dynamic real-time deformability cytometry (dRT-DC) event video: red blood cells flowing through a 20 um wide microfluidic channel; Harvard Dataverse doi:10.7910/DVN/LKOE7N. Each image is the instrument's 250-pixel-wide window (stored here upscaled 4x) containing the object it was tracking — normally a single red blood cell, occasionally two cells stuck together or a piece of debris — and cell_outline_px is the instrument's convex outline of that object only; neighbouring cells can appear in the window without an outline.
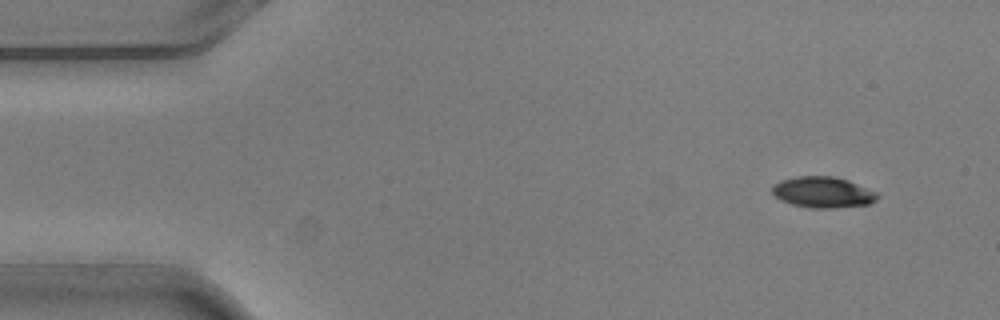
{"species": "common noctule bat (a hibernating species)", "species_latin": "Nyctalus noctula", "temperature_condition": "warm", "stored_images_in_passage": 4, "camera_frame_rate_fps": 3000, "um_per_image_px": 0.085, "animal": {"sex": "male", "body_mass_g": 20.5, "forearm_length_mm": 52.5}, "frame": {"image": 1, "passage_image": 1, "time_ms": 0.0, "image_size_px": [1000, 320], "cell_outline_px": [[880, 196], [876, 200], [868, 204], [836, 208], [808, 208], [792, 204], [780, 200], [772, 192], [772, 188], [780, 180], [796, 176], [836, 176], [848, 180], [876, 192]], "centroid_in_image_um": [69.95, 16.34], "position_along_channel_um": 15.1, "area_um2": 19.02}}
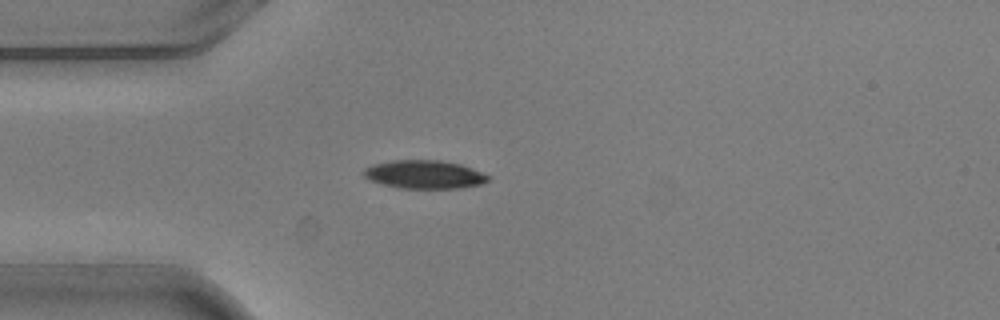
{"frame": {"image": 2, "passage_image": 4, "time_ms": 1.0, "image_size_px": [1000, 320], "cell_outline_px": [[492, 176], [484, 184], [460, 188], [400, 188], [380, 184], [368, 180], [360, 172], [364, 168], [372, 164], [392, 160], [440, 160], [460, 164], [484, 172]], "centroid_in_image_um": [36.06, 14.83], "position_along_channel_um": 48.9, "area_um2": 20.98}}